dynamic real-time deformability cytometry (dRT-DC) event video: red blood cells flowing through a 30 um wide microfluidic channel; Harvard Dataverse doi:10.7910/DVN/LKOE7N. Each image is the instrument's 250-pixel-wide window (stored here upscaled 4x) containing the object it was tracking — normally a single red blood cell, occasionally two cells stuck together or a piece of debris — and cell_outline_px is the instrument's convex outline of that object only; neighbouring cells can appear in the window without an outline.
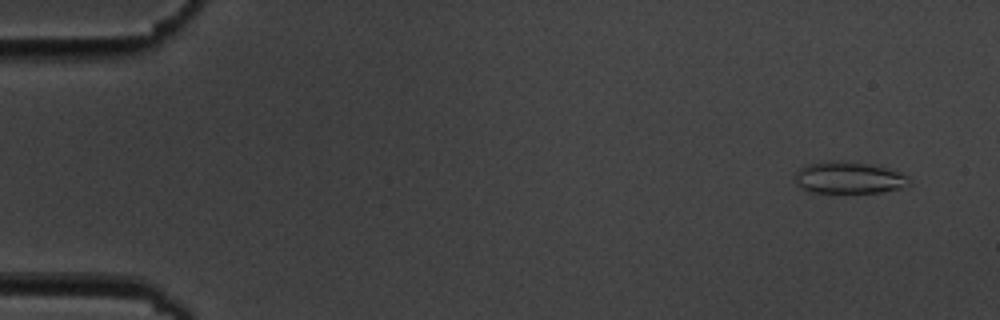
{"species": "common noctule bat (a hibernating species)", "species_latin": "Nyctalus noctula", "temperature_condition": "cold", "stored_images_in_passage": 5, "camera_frame_rate_fps": 3000, "um_per_image_px": 0.085, "animal": {"sex": "male", "body_mass_g": 19.5, "forearm_length_mm": 54.6}, "frame": {"image": 1, "passage_image": 1, "time_ms": 0.0, "image_size_px": [1000, 320], "cell_outline_px": [[912, 184], [900, 188], [880, 192], [812, 192], [800, 188], [796, 180], [796, 172], [804, 164], [828, 160], [868, 164], [884, 168], [908, 176]], "centroid_in_image_um": [72.12, 15.1], "position_along_channel_um": 12.9, "area_um2": 20.87}}